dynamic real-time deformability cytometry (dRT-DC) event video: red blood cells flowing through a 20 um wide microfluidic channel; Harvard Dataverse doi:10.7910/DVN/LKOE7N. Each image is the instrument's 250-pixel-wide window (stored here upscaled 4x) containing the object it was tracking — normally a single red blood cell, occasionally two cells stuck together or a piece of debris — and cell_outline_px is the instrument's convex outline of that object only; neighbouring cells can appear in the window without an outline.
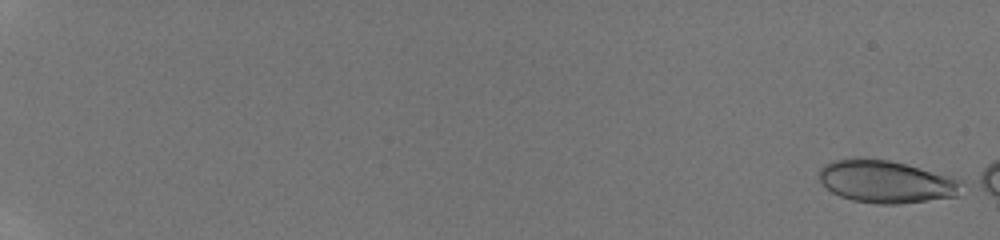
{"species": "human", "species_latin": "Homo sapiens", "temperature_condition": "room temperature", "stored_images_in_passage": 8, "camera_frame_rate_fps": 3000, "um_per_image_px": 0.085, "donor": {"sex": "male"}, "frame": {"image": 1, "passage_image": 1, "time_ms": 0.0, "image_size_px": [1000, 240], "cell_outline_px": [[964, 184], [956, 196], [896, 204], [876, 204], [852, 200], [840, 196], [832, 192], [820, 184], [820, 168], [824, 164], [832, 160], [852, 156], [888, 160], [956, 176], [964, 180]], "centroid_in_image_um": [75.32, 15.41], "position_along_channel_um": 9.7, "area_um2": 35.95}}